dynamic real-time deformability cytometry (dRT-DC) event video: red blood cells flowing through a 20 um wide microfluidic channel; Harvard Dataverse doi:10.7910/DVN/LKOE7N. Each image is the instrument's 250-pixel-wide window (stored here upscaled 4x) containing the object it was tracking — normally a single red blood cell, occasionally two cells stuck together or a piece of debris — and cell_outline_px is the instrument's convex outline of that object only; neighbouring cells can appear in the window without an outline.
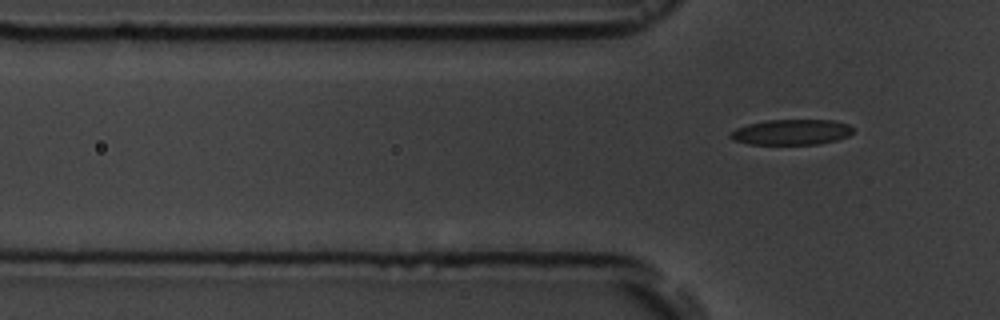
{"species": "common noctule bat (a hibernating species)", "species_latin": "Nyctalus noctula", "temperature_condition": "room temperature", "stored_images_in_passage": 7, "segment_of_instrument_passage": [2, 2], "camera_frame_rate_fps": 3000, "um_per_image_px": 0.085, "animal": {"sex": "male", "body_mass_g": 19.5, "forearm_length_mm": 54.6}, "frame": {"image": 1, "passage_image": 7, "time_ms": 6.667, "image_size_px": [1000, 320], "cell_outline_px": [[856, 128], [848, 136], [836, 140], [816, 144], [748, 144], [732, 140], [728, 136], [736, 128], [748, 124], [768, 120], [832, 120], [848, 124]], "centroid_in_image_um": [67.28, 11.23], "position_along_channel_um": 58.5, "area_um2": 18.21}}